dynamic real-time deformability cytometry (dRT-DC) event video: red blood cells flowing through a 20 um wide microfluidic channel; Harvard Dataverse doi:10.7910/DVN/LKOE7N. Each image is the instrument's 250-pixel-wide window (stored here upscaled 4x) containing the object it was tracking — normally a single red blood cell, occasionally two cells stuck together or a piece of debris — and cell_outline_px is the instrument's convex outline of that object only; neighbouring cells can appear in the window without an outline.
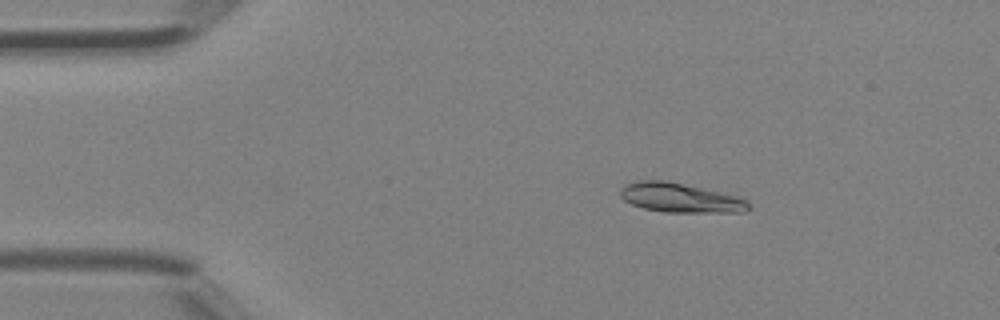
{"species": "Egyptian fruit bat (a non-hibernating species)", "species_latin": "Rousettus aegyptiacus", "temperature_condition": "room temperature", "stored_images_in_passage": 41, "camera_frame_rate_fps": 3000, "um_per_image_px": 0.085, "animal": {"sex": "female"}, "frame": {"image": 1, "passage_image": 7, "time_ms": 2.0, "image_size_px": [1000, 320], "cell_outline_px": [[752, 208], [744, 212], [664, 212], [644, 208], [632, 204], [624, 200], [620, 196], [620, 188], [624, 184], [636, 180], [664, 180], [724, 192], [740, 196], [748, 200], [752, 204]], "centroid_in_image_um": [57.88, 16.81], "position_along_channel_um": 27.1, "area_um2": 22.37}}
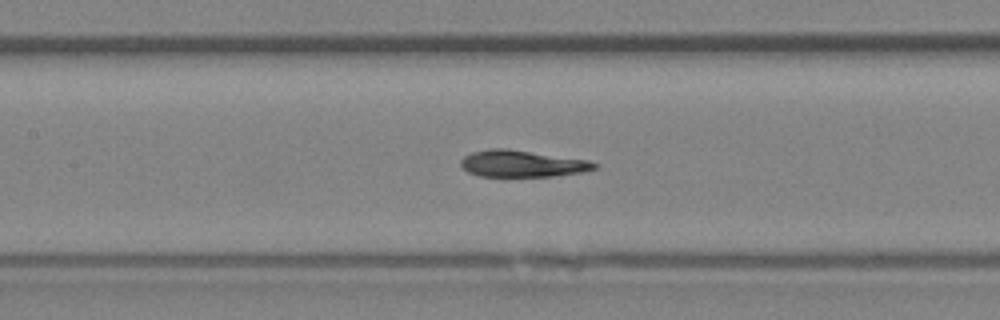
{"frame": {"image": 2, "passage_image": 19, "time_ms": 6.0, "image_size_px": [1000, 320], "cell_outline_px": [[596, 168], [580, 172], [552, 176], [480, 176], [468, 172], [460, 164], [460, 160], [464, 156], [472, 152], [492, 148], [508, 148], [588, 160], [596, 164]], "centroid_in_image_um": [44.33, 13.9], "position_along_channel_um": 163.1, "area_um2": 20.58}}
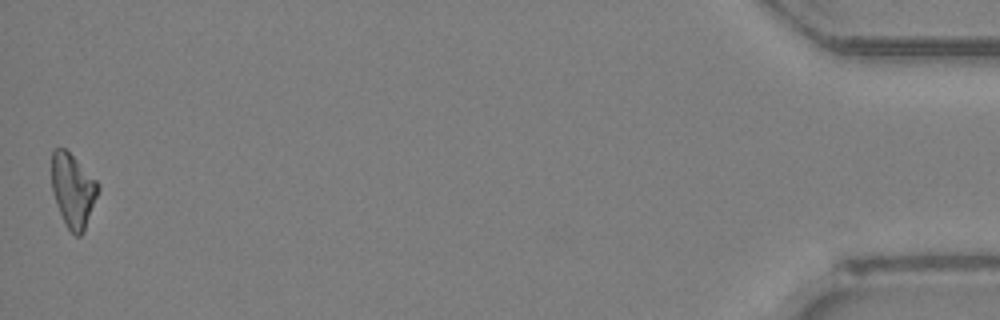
{"frame": {"image": 3, "passage_image": 41, "time_ms": 13.333, "image_size_px": [1000, 320], "cell_outline_px": [[100, 188], [84, 232], [80, 236], [76, 236], [68, 228], [56, 204], [52, 192], [52, 152], [56, 148], [64, 148], [100, 184]], "centroid_in_image_um": [6.21, 16.2], "position_along_channel_um": 429.0, "area_um2": 19.65}}